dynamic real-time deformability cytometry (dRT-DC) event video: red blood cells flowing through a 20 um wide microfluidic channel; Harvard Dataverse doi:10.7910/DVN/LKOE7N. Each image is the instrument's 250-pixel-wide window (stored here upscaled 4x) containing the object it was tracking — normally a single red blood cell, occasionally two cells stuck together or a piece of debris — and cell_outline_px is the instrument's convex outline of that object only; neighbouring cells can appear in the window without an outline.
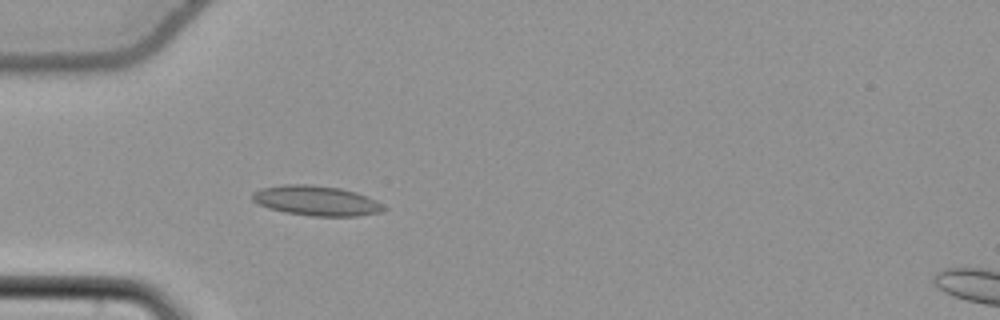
{"species": "common noctule bat (a hibernating species)", "species_latin": "Nyctalus noctula", "temperature_condition": "cold", "stored_images_in_passage": 56, "camera_frame_rate_fps": 3000, "um_per_image_px": 0.085, "animal": {"sex": "female", "body_mass_g": 22.7, "forearm_length_mm": 54.2}, "frame": {"image": 1, "passage_image": 18, "time_ms": 5.667, "image_size_px": [1000, 320], "cell_outline_px": [[388, 208], [380, 212], [360, 216], [312, 216], [284, 212], [268, 208], [252, 200], [252, 192], [260, 188], [284, 184], [312, 184], [340, 188], [356, 192], [368, 196], [376, 200]], "centroid_in_image_um": [26.9, 17.05], "position_along_channel_um": 58.1, "area_um2": 23.12}}
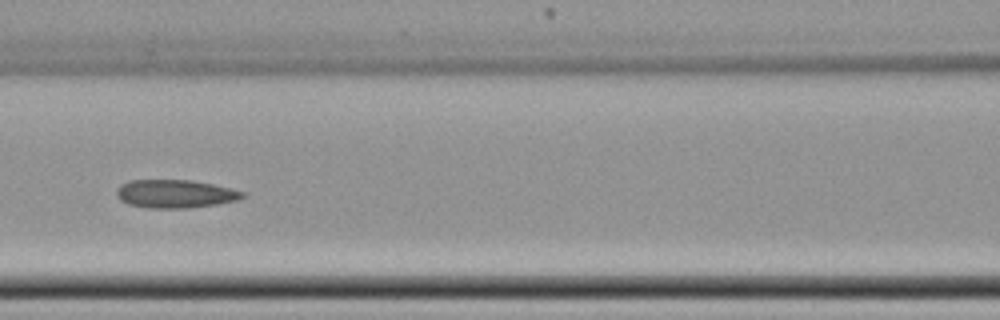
{"frame": {"image": 2, "passage_image": 26, "time_ms": 8.333, "image_size_px": [1000, 320], "cell_outline_px": [[244, 196], [240, 200], [216, 204], [188, 208], [148, 208], [128, 204], [120, 200], [116, 196], [116, 188], [120, 184], [128, 180], [192, 180], [212, 184], [244, 192]], "centroid_in_image_um": [14.84, 16.47], "position_along_channel_um": 151.8, "area_um2": 20.81}}
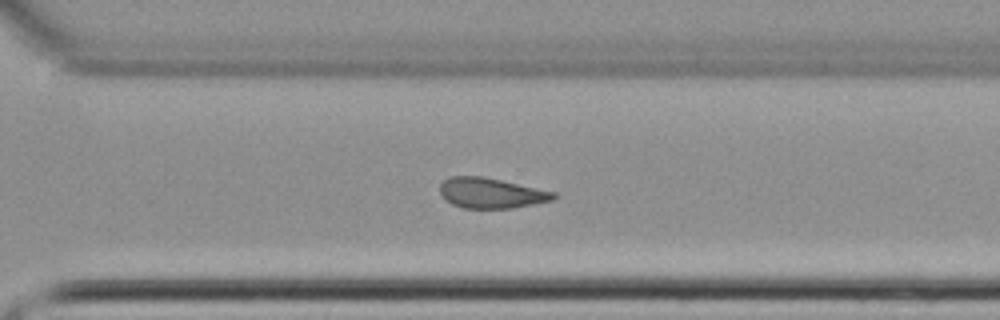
{"frame": {"image": 3, "passage_image": 40, "time_ms": 13.0, "image_size_px": [1000, 320], "cell_outline_px": [[560, 196], [552, 200], [512, 208], [464, 208], [452, 204], [444, 200], [440, 196], [440, 184], [448, 176], [480, 176], [500, 180], [556, 192]], "centroid_in_image_um": [41.72, 16.41], "position_along_channel_um": 328.9, "area_um2": 20.11}}